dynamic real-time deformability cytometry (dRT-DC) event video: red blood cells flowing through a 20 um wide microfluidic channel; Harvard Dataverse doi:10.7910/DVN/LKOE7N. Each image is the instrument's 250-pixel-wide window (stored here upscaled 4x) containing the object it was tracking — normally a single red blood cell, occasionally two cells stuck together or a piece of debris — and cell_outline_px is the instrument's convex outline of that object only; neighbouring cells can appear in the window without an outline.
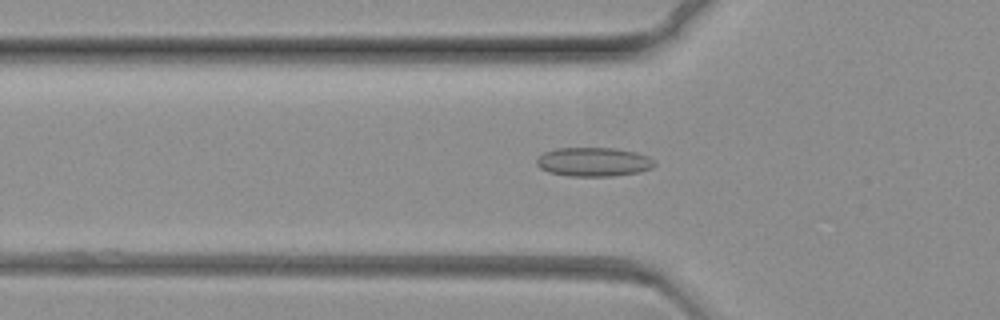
{"species": "common noctule bat (a hibernating species)", "species_latin": "Nyctalus noctula", "temperature_condition": "warm", "stored_images_in_passage": 72, "camera_frame_rate_fps": 3000, "um_per_image_px": 0.085, "animal": {"sex": "female", "body_mass_g": 19.3, "forearm_length_mm": 54.1}, "frame": {"image": 1, "passage_image": 24, "time_ms": 7.667, "image_size_px": [1000, 320], "cell_outline_px": [[656, 164], [652, 168], [640, 172], [612, 176], [568, 176], [548, 172], [540, 168], [536, 164], [536, 156], [544, 152], [556, 148], [616, 148], [636, 152], [648, 156]], "centroid_in_image_um": [50.43, 13.76], "position_along_channel_um": 75.4, "area_um2": 20.11}}
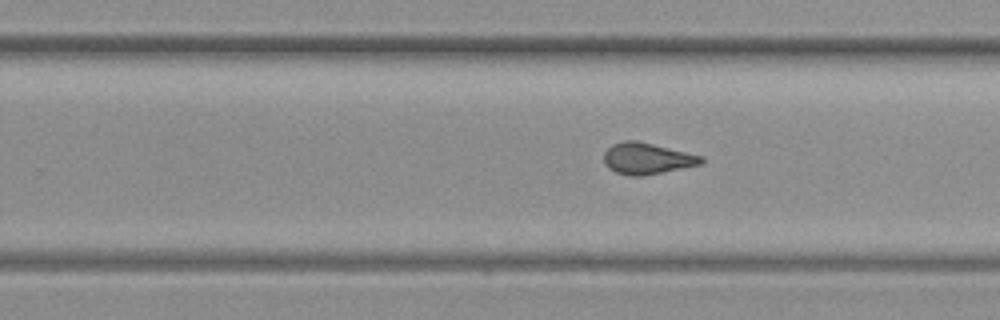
{"frame": {"image": 2, "passage_image": 45, "time_ms": 14.667, "image_size_px": [1000, 320], "cell_outline_px": [[704, 164], [644, 176], [628, 176], [616, 172], [608, 168], [604, 164], [604, 152], [612, 144], [624, 140], [636, 140], [704, 156]], "centroid_in_image_um": [55.01, 13.48], "position_along_channel_um": 274.8, "area_um2": 18.03}}
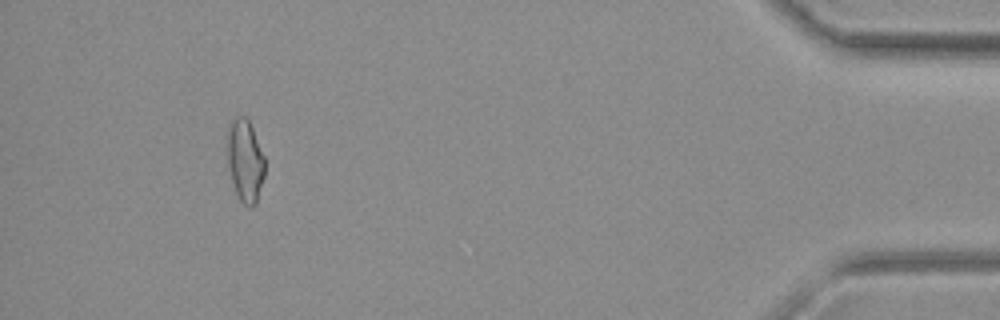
{"frame": {"image": 3, "passage_image": 67, "time_ms": 22.0, "image_size_px": [1000, 320], "cell_outline_px": [[264, 176], [256, 204], [252, 208], [248, 208], [240, 200], [236, 192], [228, 168], [228, 124], [236, 116], [244, 116], [248, 120], [252, 128], [264, 156]], "centroid_in_image_um": [20.83, 13.68], "position_along_channel_um": 414.4, "area_um2": 17.86}}